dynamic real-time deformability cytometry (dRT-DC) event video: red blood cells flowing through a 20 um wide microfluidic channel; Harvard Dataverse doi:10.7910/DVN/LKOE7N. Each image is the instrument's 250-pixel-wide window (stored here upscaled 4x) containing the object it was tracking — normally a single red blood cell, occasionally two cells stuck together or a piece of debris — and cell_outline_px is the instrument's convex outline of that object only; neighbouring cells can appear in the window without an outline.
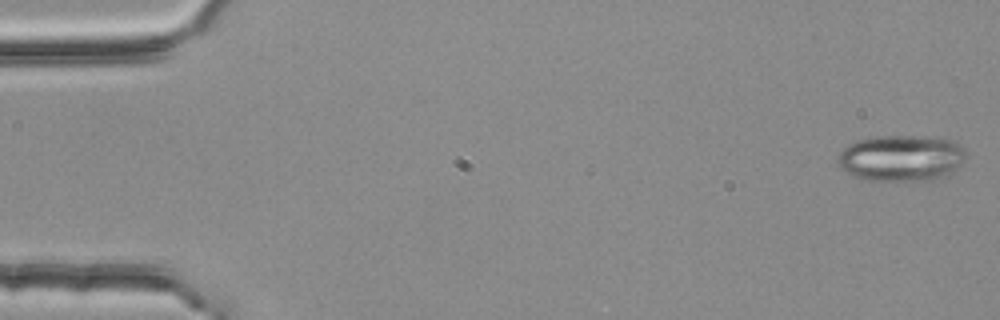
{"species": "common noctule bat (a hibernating species)", "species_latin": "Nyctalus noctula", "temperature_condition": "room temperature", "stored_images_in_passage": 5, "camera_frame_rate_fps": 3000, "um_per_image_px": 0.085, "animal": {"sex": "female", "body_mass_g": 25.1}, "frame": {"image": 1, "passage_image": 1, "time_ms": 0.0, "image_size_px": [1000, 320], "cell_outline_px": [[964, 160], [952, 172], [932, 180], [868, 180], [856, 176], [840, 168], [836, 160], [836, 156], [848, 144], [856, 140], [876, 136], [940, 136], [952, 140], [964, 152]], "centroid_in_image_um": [76.57, 13.41], "position_along_channel_um": 8.4, "area_um2": 34.45}}
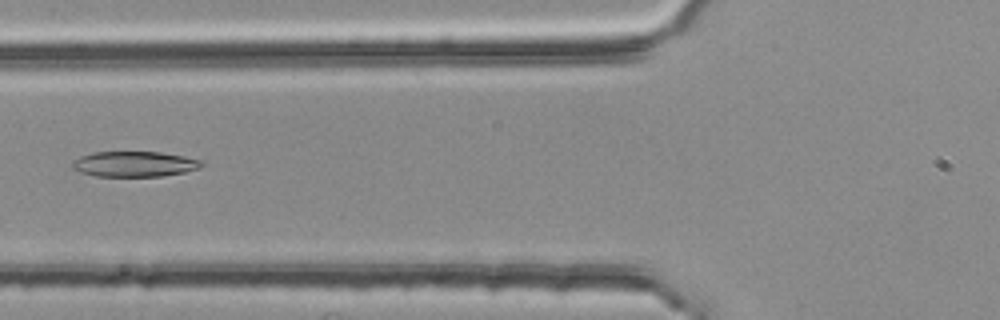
{"frame": {"image": 2, "passage_image": 5, "time_ms": 1.333, "image_size_px": [1000, 320], "cell_outline_px": [[204, 164], [200, 168], [184, 172], [164, 176], [96, 176], [80, 172], [72, 168], [72, 160], [80, 156], [92, 152], [160, 152], [184, 156], [200, 160]], "centroid_in_image_um": [11.41, 13.94], "position_along_channel_um": 114.4, "area_um2": 19.19}}